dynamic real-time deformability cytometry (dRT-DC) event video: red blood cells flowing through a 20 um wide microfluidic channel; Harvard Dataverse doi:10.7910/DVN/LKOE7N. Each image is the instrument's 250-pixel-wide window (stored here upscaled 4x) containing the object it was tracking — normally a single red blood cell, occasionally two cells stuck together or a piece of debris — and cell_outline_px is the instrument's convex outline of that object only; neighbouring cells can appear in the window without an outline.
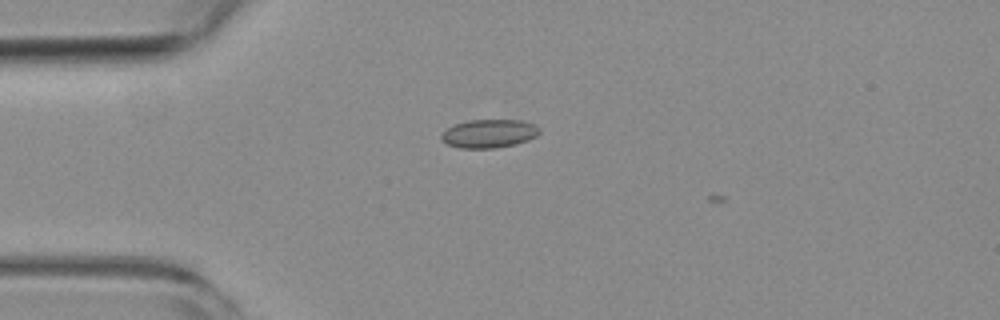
{"species": "common noctule bat (a hibernating species)", "species_latin": "Nyctalus noctula", "temperature_condition": "room temperature", "stored_images_in_passage": 2, "camera_frame_rate_fps": 3000, "um_per_image_px": 0.085, "animal": {"sex": "female", "body_mass_g": 19.3, "forearm_length_mm": 54.1}, "frame": {"image": 1, "passage_image": 1, "time_ms": 0.0, "image_size_px": [1000, 320], "cell_outline_px": [[540, 132], [536, 136], [528, 140], [516, 144], [496, 148], [460, 148], [448, 144], [440, 140], [440, 136], [448, 128], [456, 124], [468, 120], [520, 120], [536, 124], [540, 128]], "centroid_in_image_um": [41.59, 11.35], "position_along_channel_um": 43.4, "area_um2": 16.3}}